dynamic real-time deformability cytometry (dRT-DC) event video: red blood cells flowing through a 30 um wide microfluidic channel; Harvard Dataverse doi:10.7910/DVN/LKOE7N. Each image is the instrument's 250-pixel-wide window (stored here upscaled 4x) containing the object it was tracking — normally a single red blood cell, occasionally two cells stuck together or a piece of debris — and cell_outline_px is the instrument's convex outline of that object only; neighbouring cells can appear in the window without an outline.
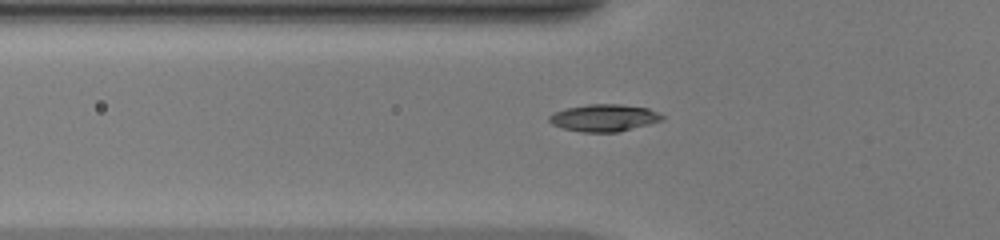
{"species": "common noctule bat (a hibernating species)", "species_latin": "Nyctalus noctula", "temperature_condition": "warm", "stored_images_in_passage": 36, "camera_frame_rate_fps": 3000, "um_per_image_px": 0.085, "animal": {"sex": "female", "body_mass_g": 20.0, "forearm_length_mm": 54.0}, "frame": {"image": 1, "passage_image": 4, "time_ms": 1.0, "image_size_px": [1000, 240], "cell_outline_px": [[664, 120], [616, 132], [580, 132], [560, 128], [552, 124], [548, 120], [548, 116], [552, 112], [564, 108], [588, 104], [620, 104], [648, 108], [664, 116]], "centroid_in_image_um": [51.28, 10.01], "position_along_channel_um": 74.5, "area_um2": 17.98}}
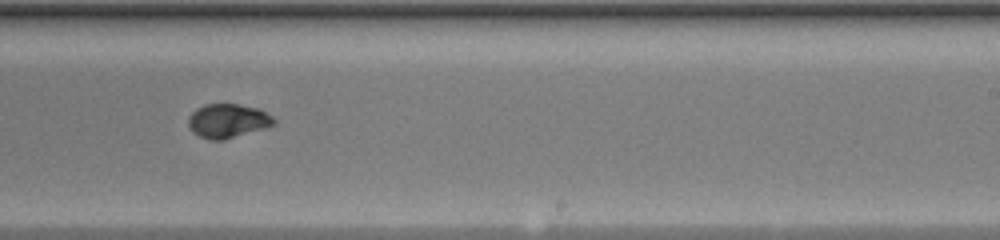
{"frame": {"image": 2, "passage_image": 18, "time_ms": 5.667, "image_size_px": [1000, 240], "cell_outline_px": [[276, 124], [264, 128], [224, 140], [208, 140], [192, 132], [188, 128], [188, 116], [196, 108], [204, 104], [236, 104], [260, 108], [272, 116], [276, 120]], "centroid_in_image_um": [19.34, 10.27], "position_along_channel_um": 269.7, "area_um2": 17.17}}
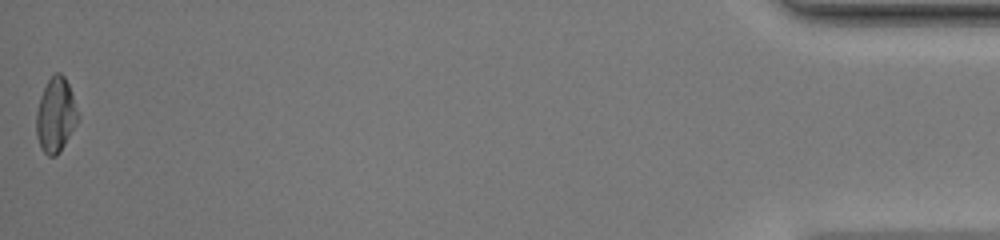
{"frame": {"image": 3, "passage_image": 36, "time_ms": 11.667, "image_size_px": [1000, 240], "cell_outline_px": [[80, 116], [76, 124], [64, 144], [56, 156], [48, 156], [40, 148], [36, 136], [36, 112], [40, 96], [48, 80], [56, 72], [60, 72], [64, 76], [72, 92]], "centroid_in_image_um": [4.73, 9.78], "position_along_channel_um": 430.5, "area_um2": 18.09}, "authors_computed_cell_mechanics": {"area_um2": 17.0799, "velocity_mm_per_s": 4.1791, "shape_relaxation_time_tau1_ms": 3.199, "shape_relaxation_time_tau2_ms": null, "deformation_change_tau1": 0.1972, "deformation_change_tau2": null}}